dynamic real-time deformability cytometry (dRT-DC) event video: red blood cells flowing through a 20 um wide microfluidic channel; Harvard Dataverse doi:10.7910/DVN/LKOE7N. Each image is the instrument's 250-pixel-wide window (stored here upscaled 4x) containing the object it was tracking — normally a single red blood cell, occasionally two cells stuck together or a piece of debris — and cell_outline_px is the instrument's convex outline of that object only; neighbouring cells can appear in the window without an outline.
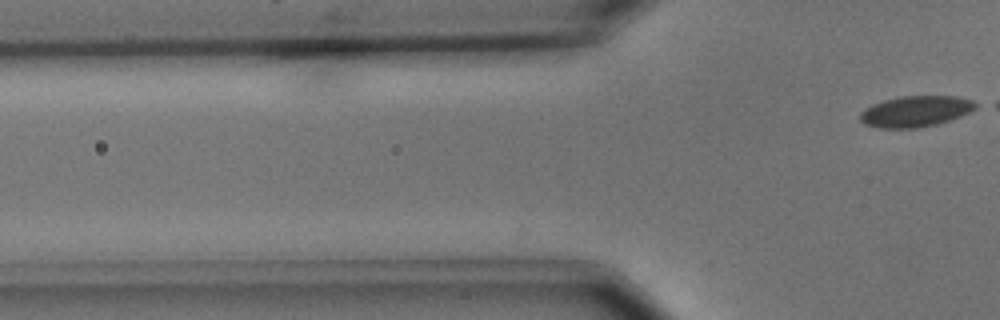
{"species": "common noctule bat (a hibernating species)", "species_latin": "Nyctalus noctula", "temperature_condition": "cold", "stored_images_in_passage": 4, "camera_frame_rate_fps": 3000, "um_per_image_px": 0.085, "animal": {"sex": "male", "body_mass_g": 15.6}, "frame": {"image": 1, "passage_image": 4, "time_ms": 3.333, "image_size_px": [1000, 320], "cell_outline_px": [[980, 104], [976, 108], [960, 116], [936, 124], [916, 128], [880, 128], [864, 124], [860, 120], [860, 112], [864, 108], [872, 104], [884, 100], [900, 96], [956, 96], [972, 100]], "centroid_in_image_um": [77.81, 9.46], "position_along_channel_um": 48.0, "area_um2": 20.87}}